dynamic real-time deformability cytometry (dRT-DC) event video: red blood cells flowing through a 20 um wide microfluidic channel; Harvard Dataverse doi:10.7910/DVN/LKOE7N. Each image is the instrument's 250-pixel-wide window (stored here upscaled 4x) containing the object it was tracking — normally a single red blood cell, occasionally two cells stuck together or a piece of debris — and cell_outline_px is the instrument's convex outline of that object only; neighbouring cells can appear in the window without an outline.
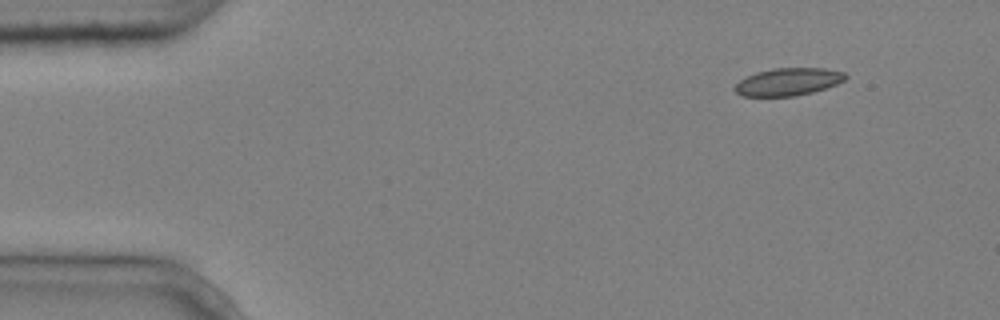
{"species": "common noctule bat (a hibernating species)", "species_latin": "Nyctalus noctula", "temperature_condition": "cold", "stored_images_in_passage": 4, "camera_frame_rate_fps": 3000, "um_per_image_px": 0.085, "animal": {"sex": "male", "body_mass_g": 20.4}, "frame": {"image": 1, "passage_image": 1, "time_ms": 0.0, "image_size_px": [1000, 320], "cell_outline_px": [[848, 76], [844, 80], [836, 84], [812, 92], [792, 96], [740, 96], [732, 88], [740, 80], [756, 72], [772, 68], [824, 68], [844, 72]], "centroid_in_image_um": [66.97, 6.95], "position_along_channel_um": 18.0, "area_um2": 17.69}}
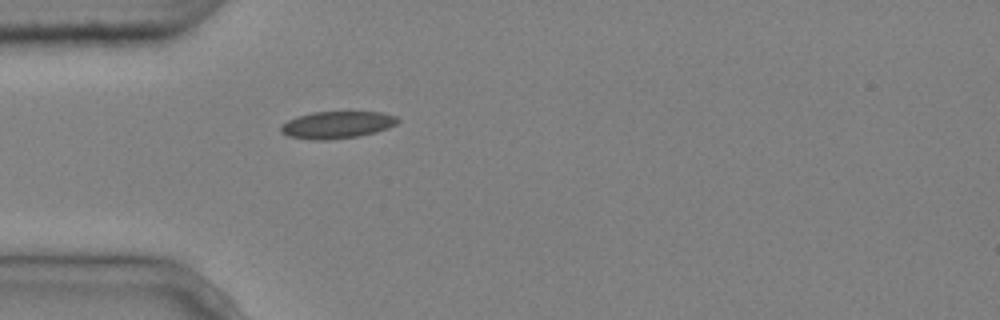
{"frame": {"image": 2, "passage_image": 4, "time_ms": 1.0, "image_size_px": [1000, 320], "cell_outline_px": [[400, 120], [396, 124], [388, 128], [376, 132], [356, 136], [328, 140], [312, 140], [288, 136], [280, 132], [280, 124], [288, 120], [312, 112], [380, 112], [396, 116]], "centroid_in_image_um": [28.63, 10.61], "position_along_channel_um": 56.4, "area_um2": 18.44}}